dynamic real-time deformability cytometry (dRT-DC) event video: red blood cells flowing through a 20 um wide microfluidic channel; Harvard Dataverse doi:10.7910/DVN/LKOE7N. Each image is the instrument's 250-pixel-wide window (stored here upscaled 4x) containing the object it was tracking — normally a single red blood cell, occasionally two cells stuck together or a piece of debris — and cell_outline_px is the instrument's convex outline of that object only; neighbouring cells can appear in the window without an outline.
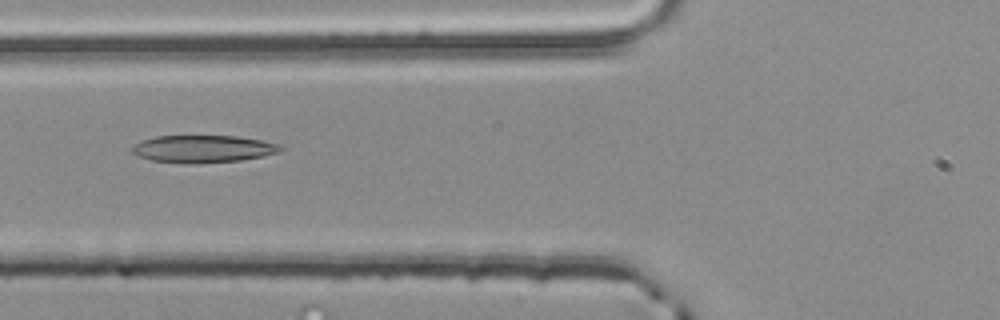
{"species": "common noctule bat (a hibernating species)", "species_latin": "Nyctalus noctula", "temperature_condition": "room temperature", "stored_images_in_passage": 39, "camera_frame_rate_fps": 3000, "um_per_image_px": 0.085, "animal": {"sex": "male", "body_mass_g": 20.4}, "frame": {"image": 1, "passage_image": 6, "time_ms": 1.667, "image_size_px": [1000, 320], "cell_outline_px": [[284, 148], [280, 152], [264, 156], [240, 160], [196, 164], [188, 164], [152, 160], [136, 156], [132, 152], [132, 148], [136, 144], [144, 140], [156, 136], [236, 136], [260, 140], [276, 144]], "centroid_in_image_um": [17.26, 12.66], "position_along_channel_um": 108.5, "area_um2": 23.58}}
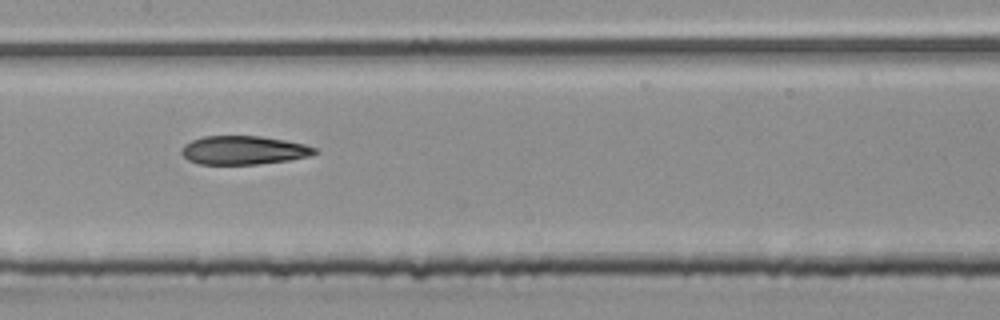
{"frame": {"image": 2, "passage_image": 12, "time_ms": 3.667, "image_size_px": [1000, 320], "cell_outline_px": [[320, 152], [308, 156], [288, 160], [256, 164], [196, 164], [188, 160], [180, 152], [184, 144], [192, 140], [204, 136], [260, 136], [284, 140], [304, 144], [316, 148]], "centroid_in_image_um": [20.69, 12.77], "position_along_channel_um": 186.7, "area_um2": 22.2}}
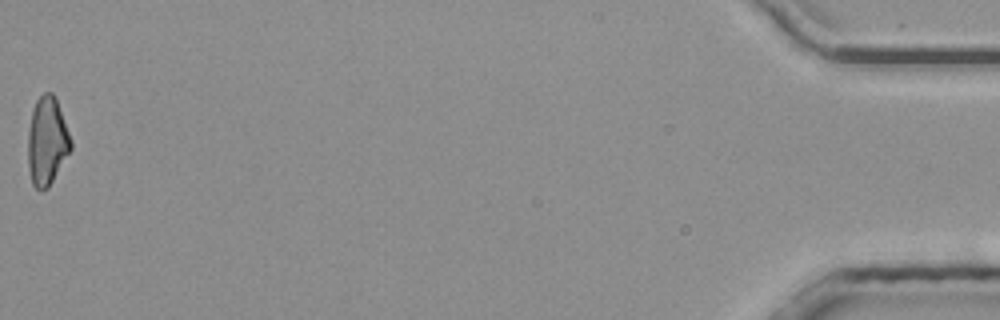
{"frame": {"image": 3, "passage_image": 39, "time_ms": 12.667, "image_size_px": [1000, 320], "cell_outline_px": [[72, 148], [48, 188], [40, 192], [32, 184], [28, 164], [28, 132], [32, 108], [36, 100], [44, 92], [52, 92], [56, 100], [72, 140]], "centroid_in_image_um": [3.99, 12.01], "position_along_channel_um": 431.2, "area_um2": 22.02}, "authors_computed_cell_mechanics": {"area_um2": 22.6576, "velocity_mm_per_s": 3.8768, "shape_relaxation_time_tau1_ms": null, "shape_relaxation_time_tau2_ms": 3.8585, "deformation_change_tau1": null, "deformation_change_tau2": 0.123}}